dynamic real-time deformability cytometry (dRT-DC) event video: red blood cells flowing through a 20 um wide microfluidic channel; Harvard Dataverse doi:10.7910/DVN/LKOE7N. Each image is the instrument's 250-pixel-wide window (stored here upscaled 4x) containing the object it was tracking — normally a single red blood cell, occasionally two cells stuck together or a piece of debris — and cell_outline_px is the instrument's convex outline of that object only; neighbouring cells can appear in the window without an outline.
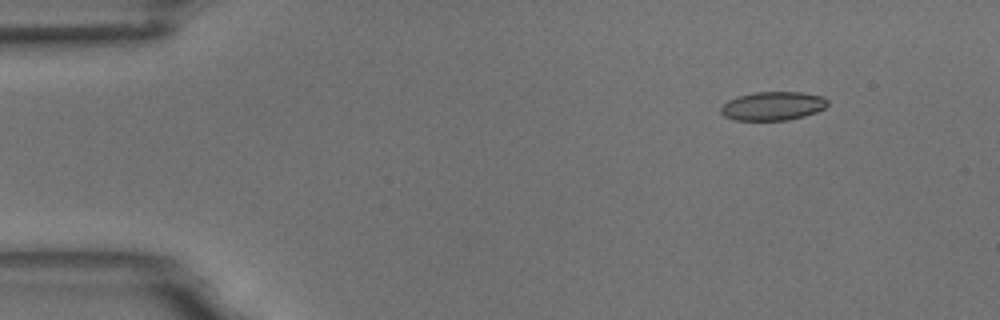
{"species": "common noctule bat (a hibernating species)", "species_latin": "Nyctalus noctula", "temperature_condition": "room temperature", "stored_images_in_passage": 11, "camera_frame_rate_fps": 3000, "um_per_image_px": 0.085, "animal": {"sex": "male", "body_mass_g": 18.8}, "frame": {"image": 1, "passage_image": 2, "time_ms": 2.0, "image_size_px": [1000, 320], "cell_outline_px": [[828, 104], [824, 108], [816, 112], [804, 116], [788, 120], [736, 120], [724, 116], [720, 112], [720, 108], [728, 100], [736, 96], [756, 92], [800, 92], [824, 96], [828, 100]], "centroid_in_image_um": [65.69, 9.0], "position_along_channel_um": 19.3, "area_um2": 17.92}}
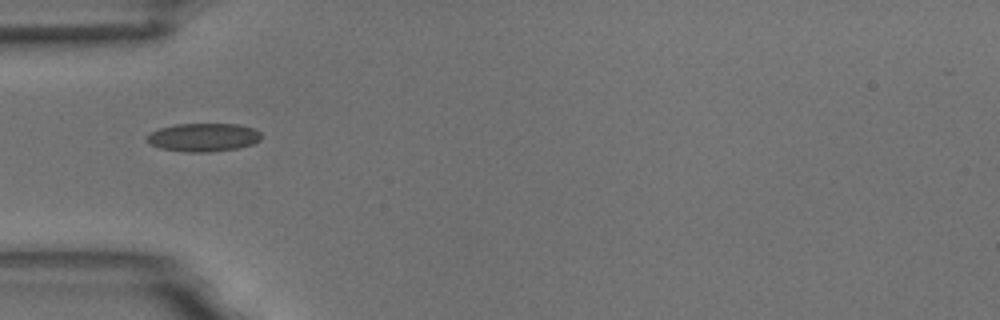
{"frame": {"image": 2, "passage_image": 5, "time_ms": 5.667, "image_size_px": [1000, 320], "cell_outline_px": [[260, 140], [252, 144], [236, 148], [212, 152], [184, 152], [160, 148], [144, 140], [144, 136], [160, 128], [176, 124], [236, 124], [252, 128], [260, 132]], "centroid_in_image_um": [17.24, 11.68], "position_along_channel_um": 67.8, "area_um2": 18.84}}
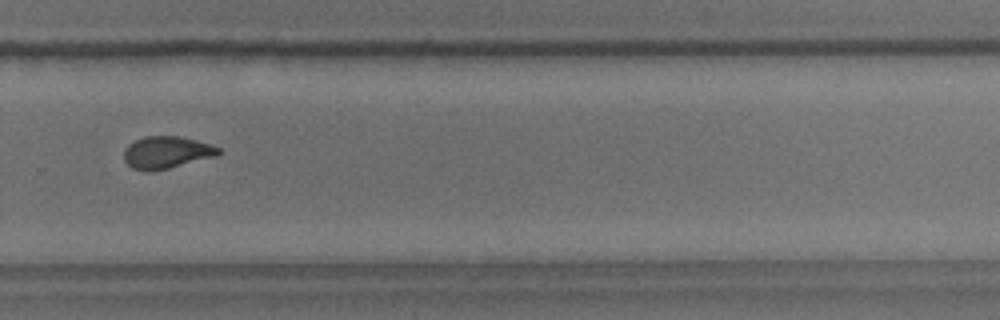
{"frame": {"image": 3, "passage_image": 11, "time_ms": 12.333, "image_size_px": [1000, 320], "cell_outline_px": [[224, 152], [216, 156], [152, 172], [144, 172], [132, 168], [124, 160], [124, 148], [128, 144], [144, 136], [176, 136], [196, 140], [220, 148]], "centroid_in_image_um": [14.13, 12.96], "position_along_channel_um": 315.7, "area_um2": 17.8}}